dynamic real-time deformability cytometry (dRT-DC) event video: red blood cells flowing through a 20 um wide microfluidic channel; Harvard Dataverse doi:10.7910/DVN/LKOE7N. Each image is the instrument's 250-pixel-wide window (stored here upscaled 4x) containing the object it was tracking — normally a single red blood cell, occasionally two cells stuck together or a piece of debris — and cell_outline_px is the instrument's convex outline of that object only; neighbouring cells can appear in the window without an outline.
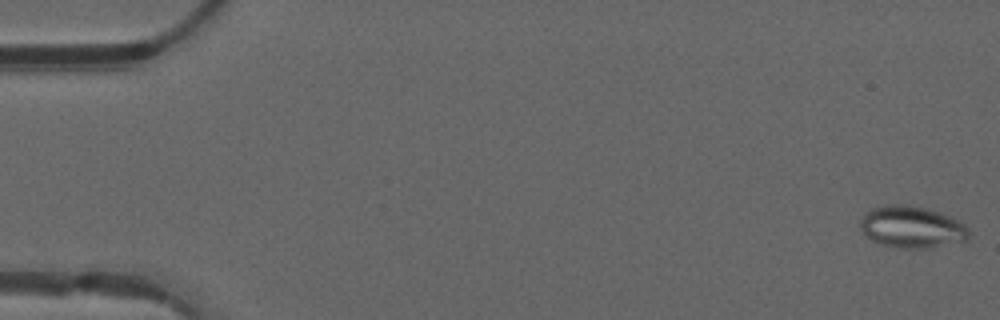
{"species": "common noctule bat (a hibernating species)", "species_latin": "Nyctalus noctula", "temperature_condition": "warm", "stored_images_in_passage": 49, "camera_frame_rate_fps": 3000, "um_per_image_px": 0.085, "animal": {"sex": "male", "forearm_length_mm": 52.5}, "frame": {"image": 1, "passage_image": 1, "time_ms": 0.0, "image_size_px": [1000, 320], "cell_outline_px": [[968, 240], [928, 248], [900, 248], [880, 244], [872, 240], [860, 228], [860, 220], [872, 208], [884, 204], [900, 204], [928, 208], [940, 212], [964, 224], [968, 228]], "centroid_in_image_um": [77.5, 19.29], "position_along_channel_um": 7.5, "area_um2": 26.3}}
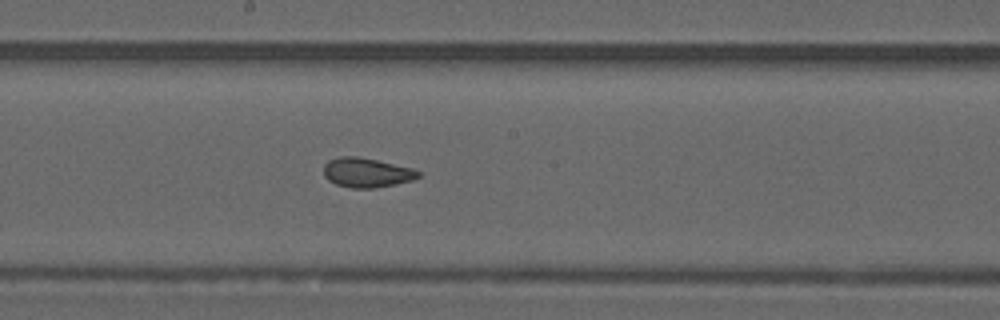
{"frame": {"image": 2, "passage_image": 27, "time_ms": 8.667, "image_size_px": [1000, 320], "cell_outline_px": [[420, 176], [412, 180], [396, 184], [376, 188], [352, 188], [336, 184], [328, 180], [324, 176], [324, 164], [328, 160], [340, 156], [356, 156], [376, 160], [412, 168], [420, 172]], "centroid_in_image_um": [31.14, 14.67], "position_along_channel_um": 217.1, "area_um2": 16.24}}
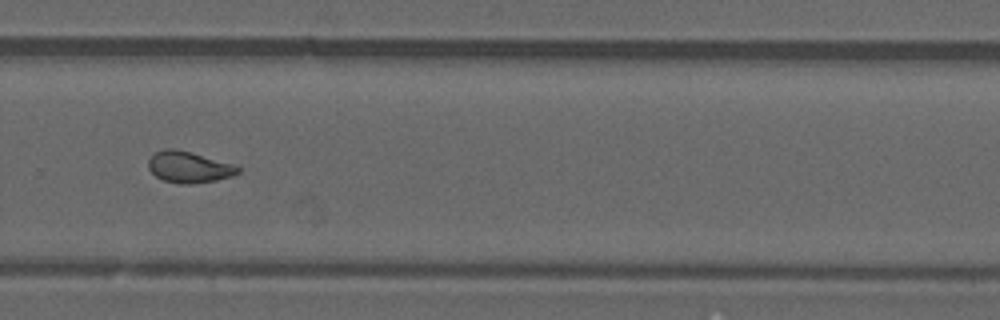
{"frame": {"image": 3, "passage_image": 34, "time_ms": 11.0, "image_size_px": [1000, 320], "cell_outline_px": [[240, 172], [232, 176], [216, 180], [192, 184], [180, 184], [164, 180], [156, 176], [148, 168], [148, 160], [156, 152], [164, 148], [176, 148], [232, 164], [240, 168]], "centroid_in_image_um": [16.04, 14.2], "position_along_channel_um": 313.8, "area_um2": 16.18}, "authors_computed_cell_mechanics": {"area_um2": 16.6464, "velocity_mm_per_s": 4.1698, "shape_relaxation_time_tau1_ms": null, "shape_relaxation_time_tau2_ms": 1.5605, "deformation_change_tau1": null, "deformation_change_tau2": 0.0747}}